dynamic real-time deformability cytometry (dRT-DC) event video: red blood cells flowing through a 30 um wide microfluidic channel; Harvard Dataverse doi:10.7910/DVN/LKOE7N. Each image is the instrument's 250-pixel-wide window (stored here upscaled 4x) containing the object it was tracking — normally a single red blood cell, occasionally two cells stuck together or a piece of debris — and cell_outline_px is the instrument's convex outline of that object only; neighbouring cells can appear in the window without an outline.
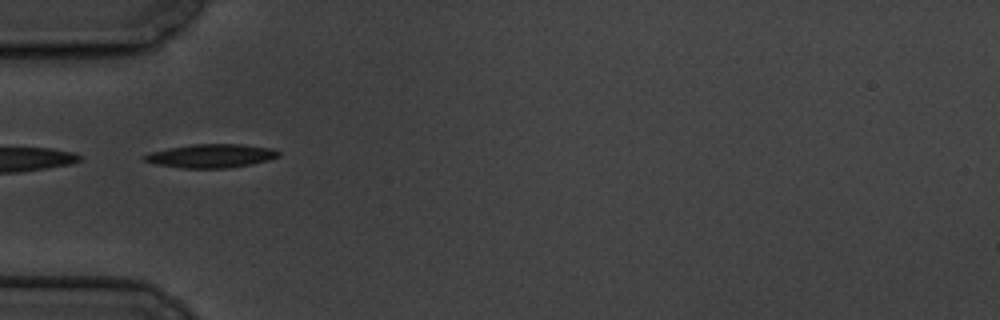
{"species": "common noctule bat (a hibernating species)", "species_latin": "Nyctalus noctula", "temperature_condition": "cold", "stored_images_in_passage": 6, "camera_frame_rate_fps": 3000, "um_per_image_px": 0.085, "animal": {"sex": "male", "body_mass_g": 19.5, "forearm_length_mm": 54.6}, "frame": {"image": 1, "passage_image": 5, "time_ms": 5.667, "image_size_px": [1000, 320], "cell_outline_px": [[280, 156], [268, 160], [252, 164], [228, 168], [180, 168], [156, 164], [144, 160], [144, 156], [152, 152], [168, 148], [192, 144], [240, 144], [272, 148], [280, 152]], "centroid_in_image_um": [17.98, 13.25], "position_along_channel_um": 67.0, "area_um2": 18.38}}
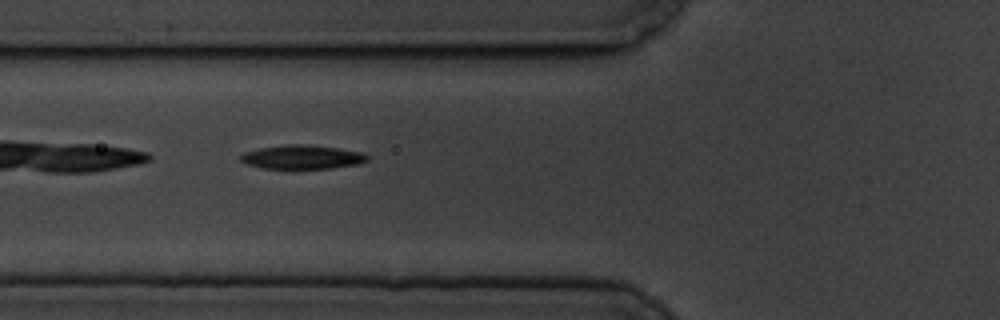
{"frame": {"image": 2, "passage_image": 6, "time_ms": 6.667, "image_size_px": [1000, 320], "cell_outline_px": [[368, 160], [360, 164], [328, 168], [260, 168], [248, 164], [240, 160], [240, 156], [244, 152], [260, 148], [284, 144], [304, 144], [336, 148], [364, 152], [368, 156]], "centroid_in_image_um": [25.69, 13.34], "position_along_channel_um": 100.1, "area_um2": 17.57}}